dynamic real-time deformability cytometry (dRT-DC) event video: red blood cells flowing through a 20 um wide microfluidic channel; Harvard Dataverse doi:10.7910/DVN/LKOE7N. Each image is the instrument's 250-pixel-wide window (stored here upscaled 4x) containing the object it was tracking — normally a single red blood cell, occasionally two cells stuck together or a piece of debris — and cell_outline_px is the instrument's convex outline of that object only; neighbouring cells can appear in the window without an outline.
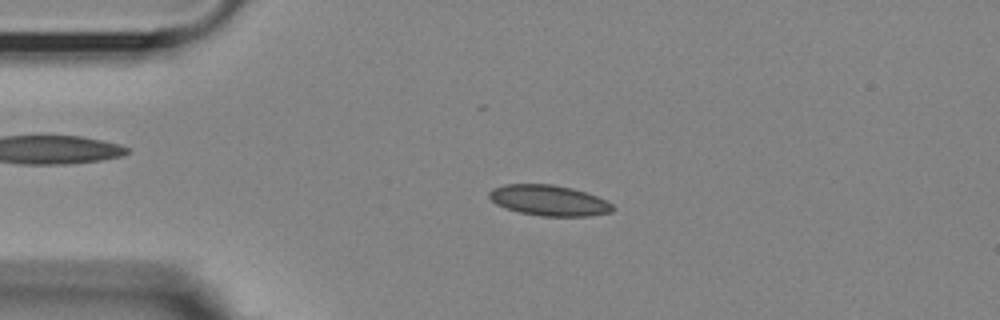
{"species": "Egyptian fruit bat (a non-hibernating species)", "species_latin": "Rousettus aegyptiacus", "temperature_condition": "room temperature", "stored_images_in_passage": 54, "camera_frame_rate_fps": 3000, "um_per_image_px": 0.085, "animal": {"sex": "female"}, "frame": {"image": 1, "passage_image": 11, "time_ms": 3.333, "image_size_px": [1000, 320], "cell_outline_px": [[616, 208], [612, 212], [588, 216], [540, 216], [520, 212], [496, 204], [488, 196], [488, 192], [492, 188], [504, 184], [552, 184], [572, 188], [596, 196], [612, 204]], "centroid_in_image_um": [46.65, 17.03], "position_along_channel_um": 38.3, "area_um2": 21.96}}
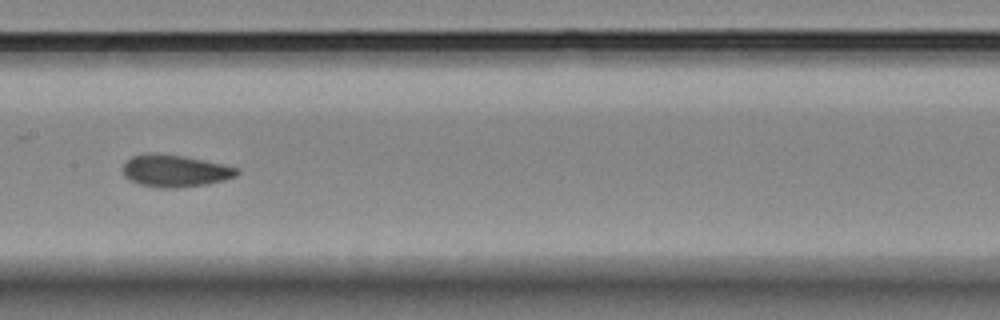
{"frame": {"image": 2, "passage_image": 26, "time_ms": 8.333, "image_size_px": [1000, 320], "cell_outline_px": [[240, 172], [236, 176], [224, 180], [208, 184], [176, 188], [156, 188], [140, 184], [124, 176], [124, 164], [132, 156], [184, 156], [224, 164], [240, 168]], "centroid_in_image_um": [14.98, 14.57], "position_along_channel_um": 192.4, "area_um2": 20.69}}
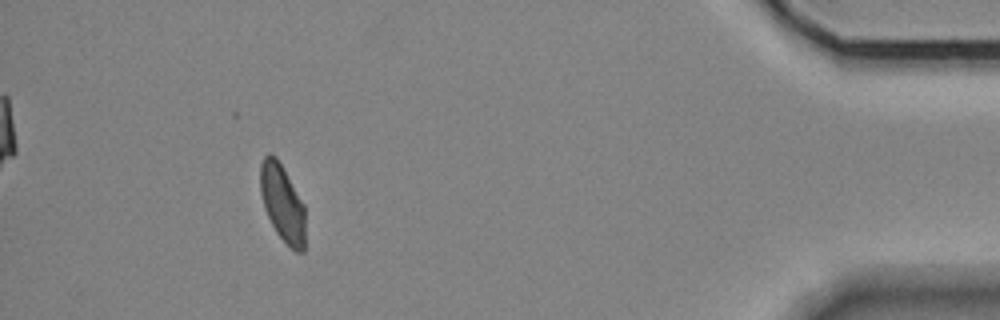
{"frame": {"image": 3, "passage_image": 49, "time_ms": 16.0, "image_size_px": [1000, 320], "cell_outline_px": [[304, 252], [296, 252], [276, 232], [264, 208], [260, 192], [260, 164], [264, 156], [268, 152], [276, 156], [304, 204]], "centroid_in_image_um": [23.98, 17.22], "position_along_channel_um": 411.2, "area_um2": 20.0}, "authors_computed_cell_mechanics": {"area_um2": 20.9814, "velocity_mm_per_s": 3.6214, "shape_relaxation_time_tau1_ms": null, "shape_relaxation_time_tau2_ms": 1.8853, "deformation_change_tau1": null, "deformation_change_tau2": 0.0657}}